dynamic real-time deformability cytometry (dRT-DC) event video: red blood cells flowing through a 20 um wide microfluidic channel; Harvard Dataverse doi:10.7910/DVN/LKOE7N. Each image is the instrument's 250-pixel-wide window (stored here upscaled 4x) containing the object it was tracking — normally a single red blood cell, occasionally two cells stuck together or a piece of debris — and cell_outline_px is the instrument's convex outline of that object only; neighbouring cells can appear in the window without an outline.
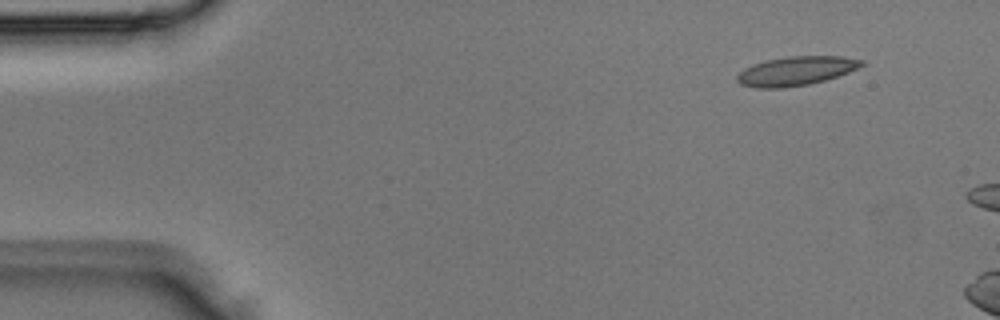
{"species": "Egyptian fruit bat (a non-hibernating species)", "species_latin": "Rousettus aegyptiacus", "temperature_condition": "room temperature", "stored_images_in_passage": 4, "segment_of_instrument_passage": [2, 2], "camera_frame_rate_fps": 3000, "um_per_image_px": 0.085, "animal": {"sex": "male"}, "frame": {"image": 1, "passage_image": 4, "time_ms": 1.0, "image_size_px": [1000, 320], "cell_outline_px": [[864, 64], [848, 72], [824, 80], [808, 84], [780, 88], [756, 88], [740, 84], [736, 80], [736, 76], [744, 68], [752, 64], [764, 60], [788, 56], [844, 56], [864, 60]], "centroid_in_image_um": [67.62, 6.02], "position_along_channel_um": 17.4, "area_um2": 21.04}}